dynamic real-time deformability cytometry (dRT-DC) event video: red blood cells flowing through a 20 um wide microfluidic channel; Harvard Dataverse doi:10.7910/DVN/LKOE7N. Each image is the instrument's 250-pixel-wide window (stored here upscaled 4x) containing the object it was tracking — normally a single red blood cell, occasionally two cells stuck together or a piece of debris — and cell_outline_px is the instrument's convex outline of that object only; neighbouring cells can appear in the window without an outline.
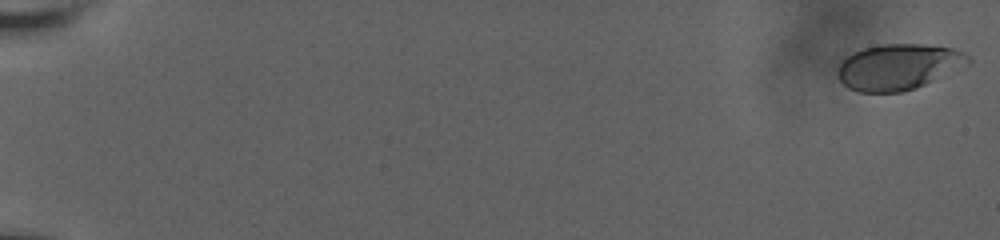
{"species": "human", "species_latin": "Homo sapiens", "temperature_condition": "room temperature", "stored_images_in_passage": 60, "camera_frame_rate_fps": 3000, "um_per_image_px": 0.085, "donor": {"sex": "male"}, "frame": {"image": 1, "passage_image": 1, "time_ms": 0.0, "image_size_px": [1000, 240], "cell_outline_px": [[972, 60], [968, 64], [916, 88], [900, 92], [856, 92], [848, 88], [840, 80], [840, 64], [848, 56], [864, 48], [880, 44], [920, 44], [952, 48], [964, 52]], "centroid_in_image_um": [76.39, 5.68], "position_along_channel_um": 8.6, "area_um2": 34.33}}
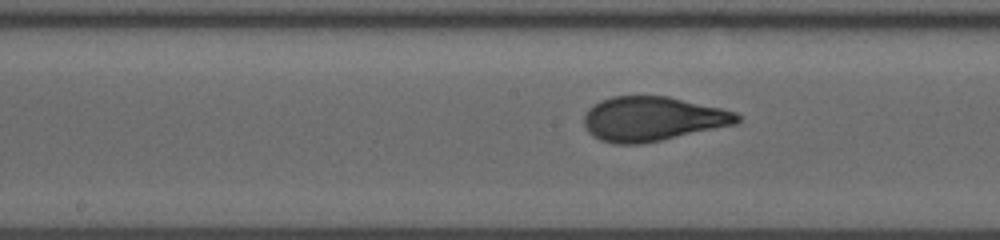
{"frame": {"image": 2, "passage_image": 34, "time_ms": 11.0, "image_size_px": [1000, 240], "cell_outline_px": [[740, 120], [736, 124], [660, 140], [640, 144], [612, 144], [600, 140], [592, 136], [584, 128], [584, 116], [588, 108], [592, 104], [600, 100], [612, 96], [668, 96], [720, 108], [736, 112], [740, 116]], "centroid_in_image_um": [55.41, 10.1], "position_along_channel_um": 192.8, "area_um2": 39.71}}
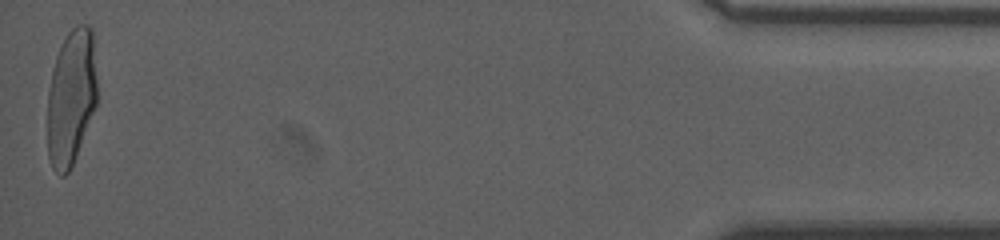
{"frame": {"image": 3, "passage_image": 60, "time_ms": 19.667, "image_size_px": [1000, 240], "cell_outline_px": [[96, 104], [76, 156], [68, 172], [64, 176], [60, 176], [52, 168], [48, 156], [48, 92], [52, 68], [56, 56], [68, 32], [76, 24], [88, 24], [92, 28], [96, 80]], "centroid_in_image_um": [6.04, 8.26], "position_along_channel_um": 429.2, "area_um2": 39.07}, "authors_computed_cell_mechanics": {"area_um2": 38.6104, "velocity_mm_per_s": 3.6639, "shape_relaxation_time_tau1_ms": 3.5424, "shape_relaxation_time_tau2_ms": null, "deformation_change_tau1": 0.1738, "deformation_change_tau2": null}}